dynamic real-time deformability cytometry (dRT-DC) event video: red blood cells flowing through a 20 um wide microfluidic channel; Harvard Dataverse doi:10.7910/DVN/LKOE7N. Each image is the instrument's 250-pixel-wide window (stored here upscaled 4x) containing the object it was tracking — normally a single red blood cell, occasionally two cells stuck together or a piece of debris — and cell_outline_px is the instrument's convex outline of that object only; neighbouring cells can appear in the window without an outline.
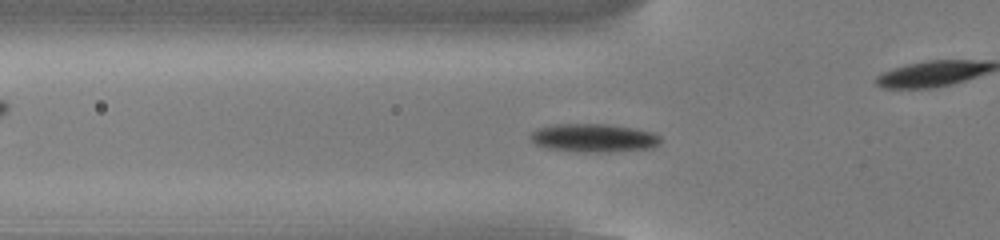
{"species": "common noctule bat (a hibernating species)", "species_latin": "Nyctalus noctula", "temperature_condition": "cold", "stored_images_in_passage": 54, "camera_frame_rate_fps": 3000, "um_per_image_px": 0.085, "animal": {"sex": "male", "body_mass_g": 13.0, "forearm_length_mm": 53.1}, "frame": {"image": 1, "passage_image": 18, "time_ms": 5.667, "image_size_px": [1000, 240], "cell_outline_px": [[660, 144], [652, 148], [608, 152], [584, 152], [544, 148], [536, 144], [528, 136], [536, 128], [556, 124], [608, 124], [636, 128], [656, 132], [660, 136]], "centroid_in_image_um": [50.49, 11.72], "position_along_channel_um": 75.3, "area_um2": 21.79}}
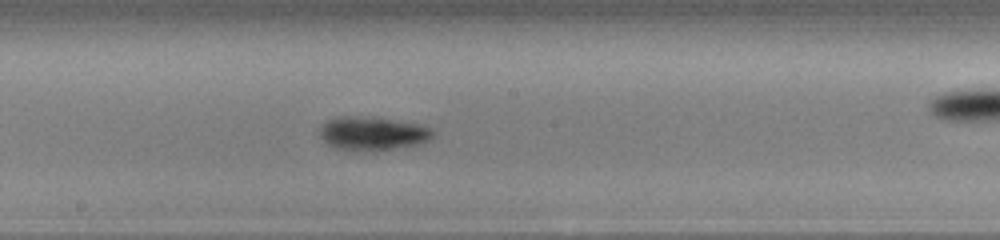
{"frame": {"image": 2, "passage_image": 29, "time_ms": 9.333, "image_size_px": [1000, 240], "cell_outline_px": [[436, 136], [420, 144], [372, 152], [364, 152], [336, 148], [328, 144], [320, 136], [320, 128], [328, 120], [340, 116], [372, 116], [424, 124], [432, 128], [436, 132]], "centroid_in_image_um": [31.75, 11.34], "position_along_channel_um": 216.4, "area_um2": 22.83}}
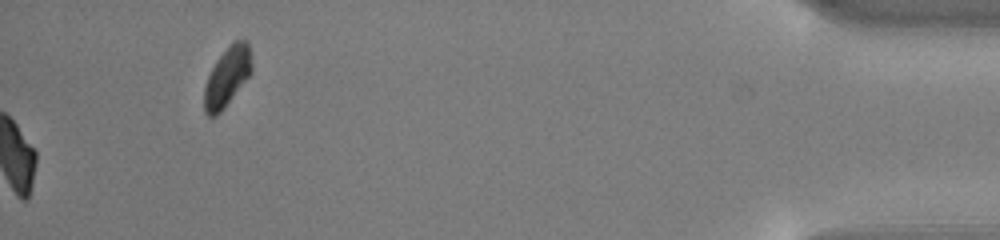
{"frame": {"image": 3, "passage_image": 54, "time_ms": 17.667, "image_size_px": [1000, 240], "cell_outline_px": [[252, 72], [224, 108], [216, 116], [208, 116], [204, 112], [204, 88], [208, 76], [216, 60], [232, 40], [248, 40], [252, 64]], "centroid_in_image_um": [19.31, 6.5], "position_along_channel_um": 415.9, "area_um2": 16.47}, "authors_computed_cell_mechanics": {"area_um2": 19.5942, "velocity_mm_per_s": 3.8514, "shape_relaxation_time_tau1_ms": 2.6083, "shape_relaxation_time_tau2_ms": null, "deformation_change_tau1": 0.1256, "deformation_change_tau2": null}}